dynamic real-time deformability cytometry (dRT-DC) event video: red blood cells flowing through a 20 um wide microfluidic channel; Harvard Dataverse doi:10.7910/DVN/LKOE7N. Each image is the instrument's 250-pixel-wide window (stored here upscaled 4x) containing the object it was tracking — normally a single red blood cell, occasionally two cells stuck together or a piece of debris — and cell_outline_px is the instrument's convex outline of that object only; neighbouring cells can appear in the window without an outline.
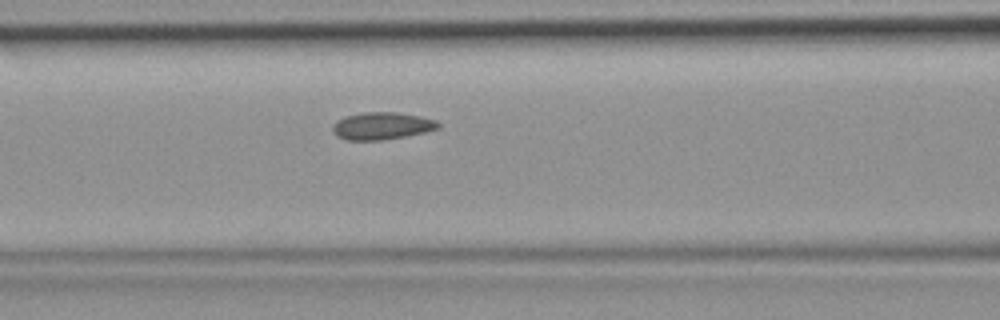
{"species": "common noctule bat (a hibernating species)", "species_latin": "Nyctalus noctula", "temperature_condition": "room temperature", "stored_images_in_passage": 42, "camera_frame_rate_fps": 3000, "um_per_image_px": 0.085, "animal": {"sex": "female", "body_mass_g": 19.9}, "frame": {"image": 1, "passage_image": 16, "time_ms": 5.0, "image_size_px": [1000, 320], "cell_outline_px": [[440, 128], [424, 132], [384, 140], [344, 140], [336, 136], [332, 132], [332, 124], [336, 120], [344, 116], [364, 112], [396, 112], [420, 116], [436, 120], [440, 124]], "centroid_in_image_um": [32.41, 10.7], "position_along_channel_um": 134.2, "area_um2": 16.99}}
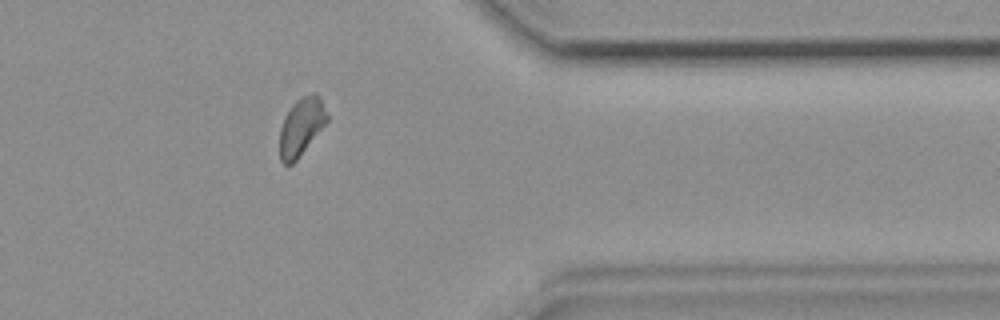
{"frame": {"image": 2, "passage_image": 34, "time_ms": 11.0, "image_size_px": [1000, 320], "cell_outline_px": [[328, 120], [296, 160], [292, 164], [284, 164], [280, 160], [280, 128], [292, 104], [296, 100], [312, 92], [316, 92], [320, 96], [328, 116]], "centroid_in_image_um": [25.62, 10.74], "position_along_channel_um": 385.8, "area_um2": 15.61}}
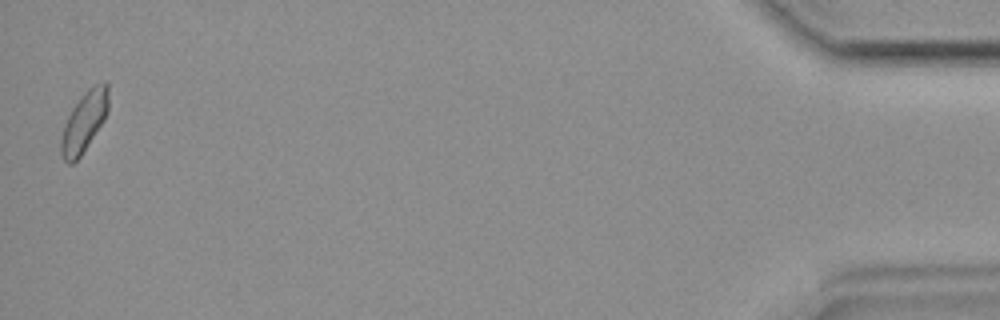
{"frame": {"image": 3, "passage_image": 42, "time_ms": 13.667, "image_size_px": [1000, 320], "cell_outline_px": [[108, 112], [104, 120], [80, 156], [72, 164], [68, 164], [64, 160], [60, 152], [60, 140], [64, 124], [72, 108], [80, 96], [88, 88], [104, 80], [108, 84]], "centroid_in_image_um": [7.15, 10.32], "position_along_channel_um": 428.1, "area_um2": 16.65}}